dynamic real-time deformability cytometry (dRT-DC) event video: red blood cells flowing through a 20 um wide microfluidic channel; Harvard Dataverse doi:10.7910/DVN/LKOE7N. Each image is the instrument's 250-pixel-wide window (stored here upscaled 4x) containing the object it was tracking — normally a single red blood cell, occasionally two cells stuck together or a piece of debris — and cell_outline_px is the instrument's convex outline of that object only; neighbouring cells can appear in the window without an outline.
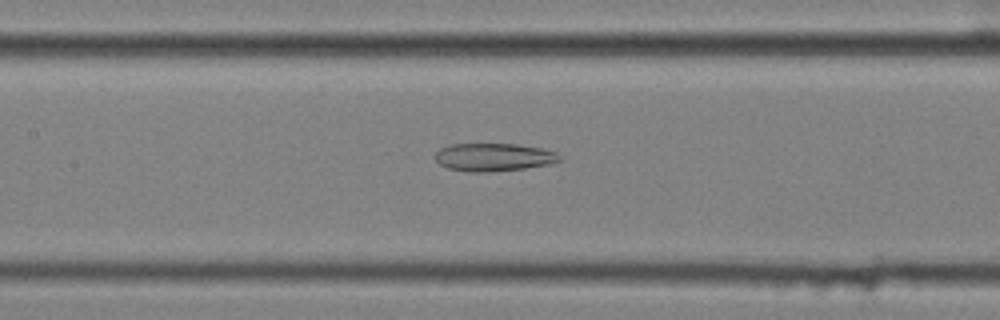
{"species": "common noctule bat (a hibernating species)", "species_latin": "Nyctalus noctula", "temperature_condition": "cold", "stored_images_in_passage": 25, "camera_frame_rate_fps": 3000, "um_per_image_px": 0.085, "animal": {"sex": "female", "body_mass_g": 25.1}, "frame": {"image": 1, "passage_image": 11, "time_ms": 3.333, "image_size_px": [1000, 320], "cell_outline_px": [[560, 160], [548, 164], [524, 168], [488, 172], [468, 172], [448, 168], [440, 164], [432, 156], [440, 148], [452, 144], [516, 144], [540, 148], [556, 152], [560, 156]], "centroid_in_image_um": [41.91, 13.36], "position_along_channel_um": 165.5, "area_um2": 20.17}}
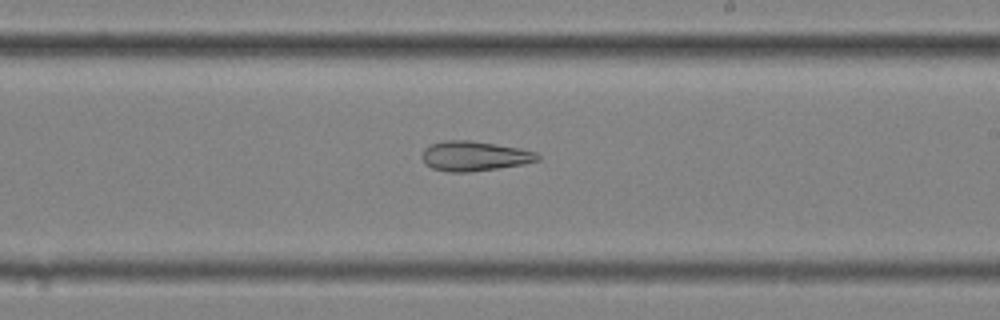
{"frame": {"image": 2, "passage_image": 18, "time_ms": 5.667, "image_size_px": [1000, 320], "cell_outline_px": [[540, 160], [524, 164], [468, 172], [448, 172], [432, 168], [424, 164], [420, 156], [424, 148], [432, 144], [444, 140], [472, 140], [520, 148], [536, 152], [540, 156]], "centroid_in_image_um": [40.29, 13.26], "position_along_channel_um": 248.7, "area_um2": 20.23}}
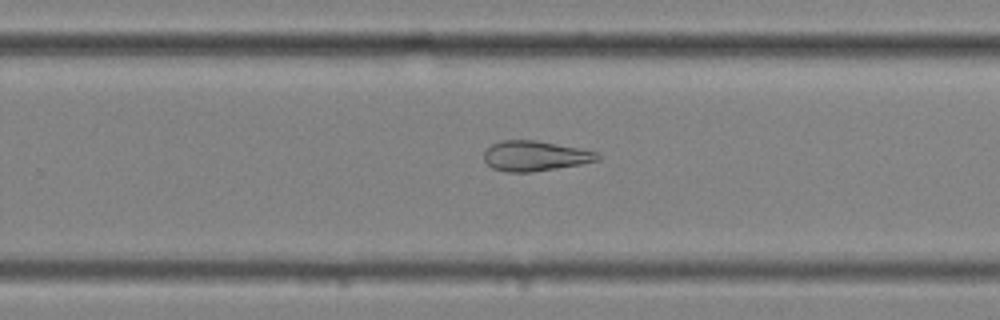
{"frame": {"image": 3, "passage_image": 21, "time_ms": 6.667, "image_size_px": [1000, 320], "cell_outline_px": [[600, 160], [580, 164], [532, 172], [508, 172], [492, 168], [484, 160], [484, 152], [492, 144], [500, 140], [532, 140], [556, 144], [596, 152], [600, 156]], "centroid_in_image_um": [45.44, 13.26], "position_along_channel_um": 284.4, "area_um2": 19.65}}